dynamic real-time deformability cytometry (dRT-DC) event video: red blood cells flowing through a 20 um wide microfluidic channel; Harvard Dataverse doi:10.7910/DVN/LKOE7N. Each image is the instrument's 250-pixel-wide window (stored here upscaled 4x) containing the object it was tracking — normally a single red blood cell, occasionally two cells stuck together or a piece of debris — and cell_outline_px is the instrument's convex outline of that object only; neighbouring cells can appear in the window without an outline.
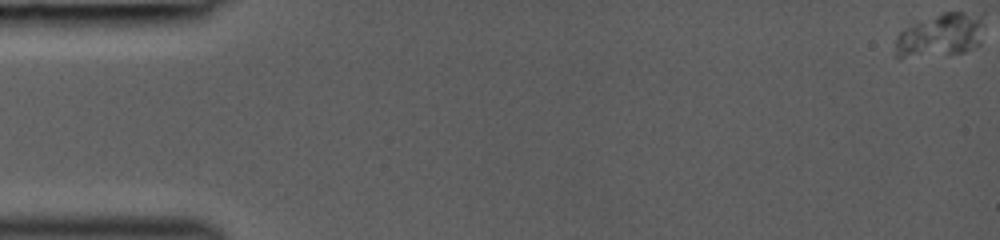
{"species": "common noctule bat (a hibernating species)", "species_latin": "Nyctalus noctula", "temperature_condition": "room temperature", "stored_images_in_passage": 6, "camera_frame_rate_fps": 3000, "um_per_image_px": 0.085, "animal": {"sex": "female", "body_mass_g": 19.0, "forearm_length_mm": 53.3}, "frame": {"image": 1, "passage_image": 1, "time_ms": 0.0, "image_size_px": [1000, 240], "cell_outline_px": [[984, 12], [980, 44], [964, 52], [900, 60], [892, 56], [892, 52], [896, 36], [904, 28], [916, 20], [944, 12]], "centroid_in_image_um": [79.85, 3.01], "position_along_channel_um": 5.2, "area_um2": 23.7}}